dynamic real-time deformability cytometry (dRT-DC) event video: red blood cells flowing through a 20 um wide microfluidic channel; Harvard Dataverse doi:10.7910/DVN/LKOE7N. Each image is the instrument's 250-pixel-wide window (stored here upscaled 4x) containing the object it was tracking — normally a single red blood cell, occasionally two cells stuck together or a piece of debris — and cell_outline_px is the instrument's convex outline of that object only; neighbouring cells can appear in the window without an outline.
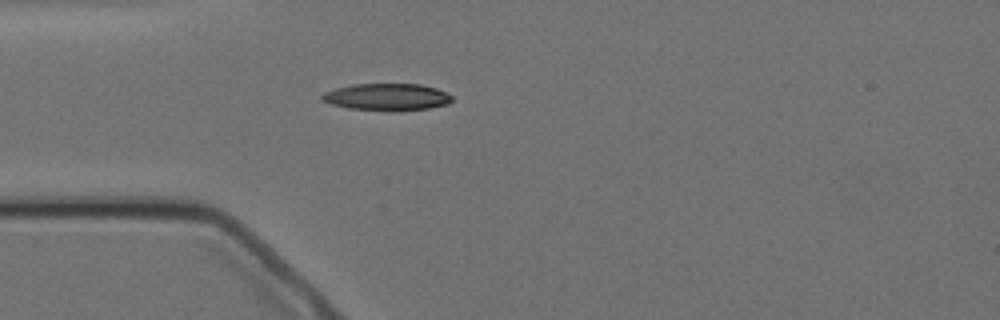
{"species": "Egyptian fruit bat (a non-hibernating species)", "species_latin": "Rousettus aegyptiacus", "temperature_condition": "cold", "stored_images_in_passage": 5, "camera_frame_rate_fps": 3000, "um_per_image_px": 0.085, "animal": {"sex": "female"}, "frame": {"image": 1, "passage_image": 5, "time_ms": 4.667, "image_size_px": [1000, 320], "cell_outline_px": [[452, 100], [448, 104], [428, 108], [352, 108], [332, 104], [324, 100], [320, 96], [324, 92], [336, 88], [352, 84], [420, 84], [436, 88], [452, 96]], "centroid_in_image_um": [32.89, 8.19], "position_along_channel_um": 52.1, "area_um2": 19.31}}